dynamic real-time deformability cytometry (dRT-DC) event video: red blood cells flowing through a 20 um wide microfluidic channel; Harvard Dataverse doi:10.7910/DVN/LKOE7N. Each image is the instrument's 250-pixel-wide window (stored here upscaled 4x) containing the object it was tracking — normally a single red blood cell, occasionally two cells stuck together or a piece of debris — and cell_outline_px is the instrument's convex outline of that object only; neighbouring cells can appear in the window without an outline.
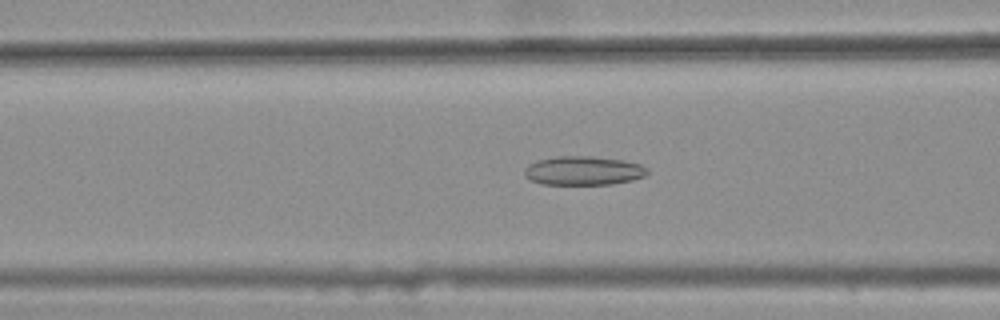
{"species": "common noctule bat (a hibernating species)", "species_latin": "Nyctalus noctula", "temperature_condition": "warm", "stored_images_in_passage": 48, "camera_frame_rate_fps": 3000, "um_per_image_px": 0.085, "animal": {"sex": "female", "body_mass_g": 25.1}, "frame": {"image": 1, "passage_image": 22, "time_ms": 7.0, "image_size_px": [1000, 320], "cell_outline_px": [[648, 172], [644, 176], [632, 180], [612, 184], [540, 184], [524, 176], [524, 168], [528, 164], [536, 160], [556, 156], [592, 156], [624, 160], [640, 164], [648, 168]], "centroid_in_image_um": [49.57, 14.5], "position_along_channel_um": 117.0, "area_um2": 20.87}}
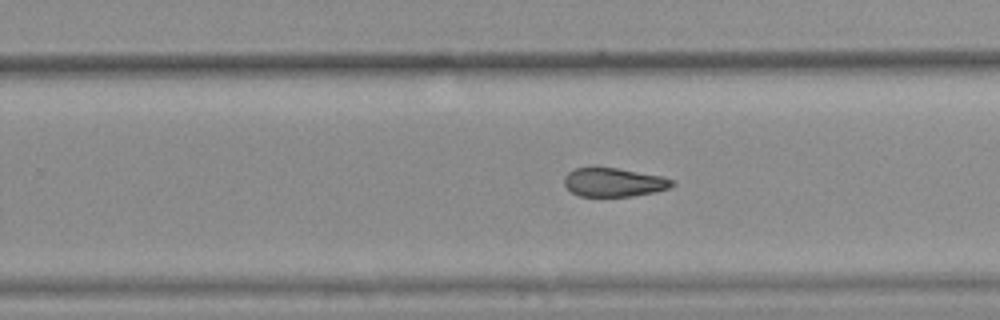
{"frame": {"image": 2, "passage_image": 35, "time_ms": 11.333, "image_size_px": [1000, 320], "cell_outline_px": [[676, 184], [668, 188], [652, 192], [632, 196], [580, 196], [572, 192], [564, 184], [564, 176], [568, 172], [576, 168], [592, 164], [616, 168], [660, 176], [676, 180]], "centroid_in_image_um": [52.13, 15.46], "position_along_channel_um": 277.7, "area_um2": 18.38}}
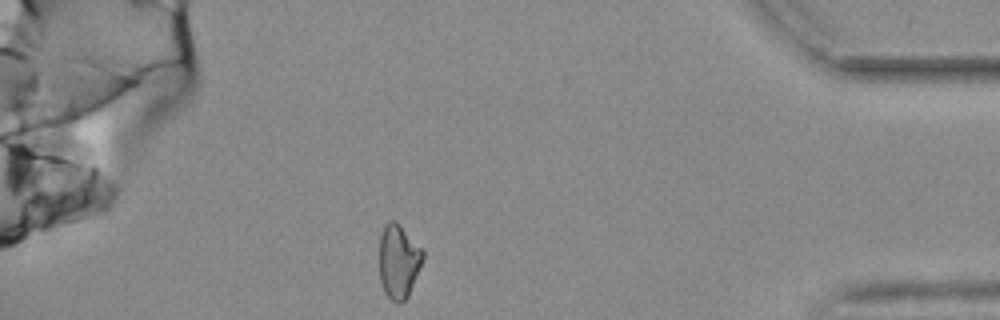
{"frame": {"image": 3, "passage_image": 48, "time_ms": 15.667, "image_size_px": [1000, 320], "cell_outline_px": [[424, 256], [408, 296], [400, 304], [396, 304], [384, 292], [380, 280], [380, 236], [384, 224], [388, 220], [396, 220], [424, 248]], "centroid_in_image_um": [33.89, 22.17], "position_along_channel_um": 401.3, "area_um2": 19.02}, "authors_computed_cell_mechanics": {"area_um2": 19.9121, "velocity_mm_per_s": 3.7195, "shape_relaxation_time_tau1_ms": null, "shape_relaxation_time_tau2_ms": 8.0337, "deformation_change_tau1": null, "deformation_change_tau2": 0.1668}}